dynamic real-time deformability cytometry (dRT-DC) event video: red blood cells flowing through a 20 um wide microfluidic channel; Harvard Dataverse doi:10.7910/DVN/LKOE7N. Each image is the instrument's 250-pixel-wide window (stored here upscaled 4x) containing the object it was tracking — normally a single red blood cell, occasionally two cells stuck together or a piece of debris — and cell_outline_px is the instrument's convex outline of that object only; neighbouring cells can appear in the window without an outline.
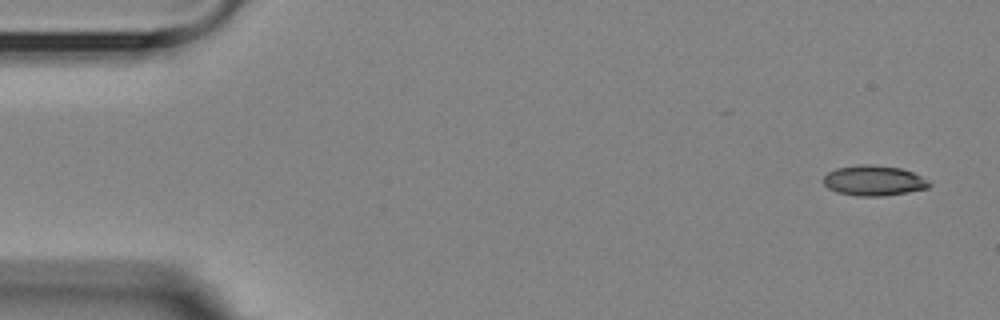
{"species": "Egyptian fruit bat (a non-hibernating species)", "species_latin": "Rousettus aegyptiacus", "temperature_condition": "room temperature", "stored_images_in_passage": 5, "segment_of_instrument_passage": [1, 2], "camera_frame_rate_fps": 3000, "um_per_image_px": 0.085, "animal": {"sex": "female"}, "frame": {"image": 1, "passage_image": 1, "time_ms": 0.0, "image_size_px": [1000, 320], "cell_outline_px": [[932, 184], [928, 188], [908, 192], [884, 196], [856, 196], [836, 192], [828, 188], [824, 184], [824, 176], [828, 172], [836, 168], [860, 164], [872, 164], [900, 168], [912, 172], [928, 180]], "centroid_in_image_um": [74.26, 15.35], "position_along_channel_um": 10.7, "area_um2": 18.73}}
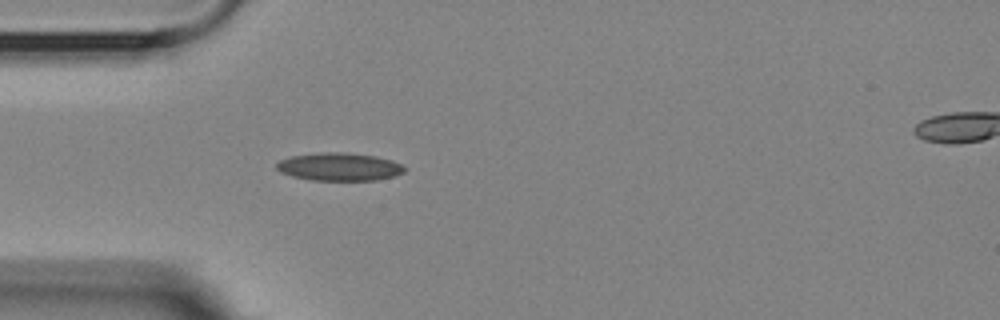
{"frame": {"image": 2, "passage_image": 4, "time_ms": 4.333, "image_size_px": [1000, 320], "cell_outline_px": [[404, 172], [392, 176], [376, 180], [312, 180], [292, 176], [280, 172], [276, 168], [276, 164], [280, 160], [292, 156], [324, 152], [344, 152], [376, 156], [392, 160], [400, 164], [404, 168]], "centroid_in_image_um": [28.82, 14.17], "position_along_channel_um": 56.2, "area_um2": 20.63}}